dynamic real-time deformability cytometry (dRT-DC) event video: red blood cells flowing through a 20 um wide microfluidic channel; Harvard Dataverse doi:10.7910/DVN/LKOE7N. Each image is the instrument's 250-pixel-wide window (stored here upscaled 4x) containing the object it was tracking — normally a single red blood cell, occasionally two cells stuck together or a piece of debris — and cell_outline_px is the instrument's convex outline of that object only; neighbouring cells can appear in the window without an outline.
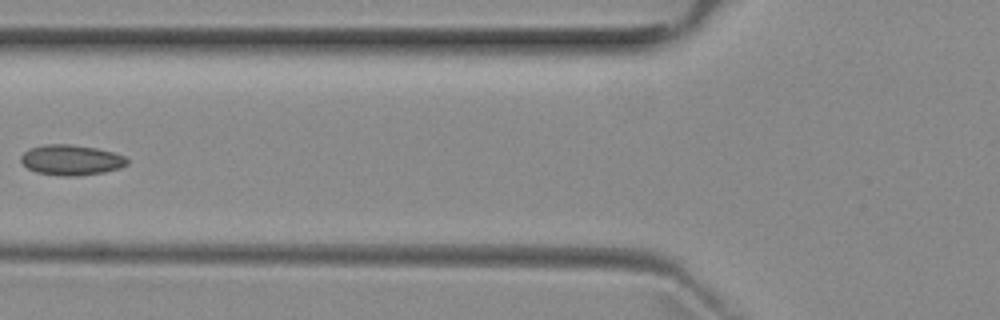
{"species": "common noctule bat (a hibernating species)", "species_latin": "Nyctalus noctula", "temperature_condition": "room temperature", "stored_images_in_passage": 5, "camera_frame_rate_fps": 3000, "um_per_image_px": 0.085, "animal": {"sex": "female", "body_mass_g": 29.2, "forearm_length_mm": 56.3}, "frame": {"image": 1, "passage_image": 4, "time_ms": 4.333, "image_size_px": [1000, 320], "cell_outline_px": [[128, 164], [120, 168], [104, 172], [80, 176], [60, 176], [36, 172], [28, 168], [20, 160], [20, 156], [28, 148], [44, 144], [72, 144], [96, 148], [112, 152], [124, 156], [128, 160]], "centroid_in_image_um": [6.04, 13.6], "position_along_channel_um": 119.8, "area_um2": 18.96}}
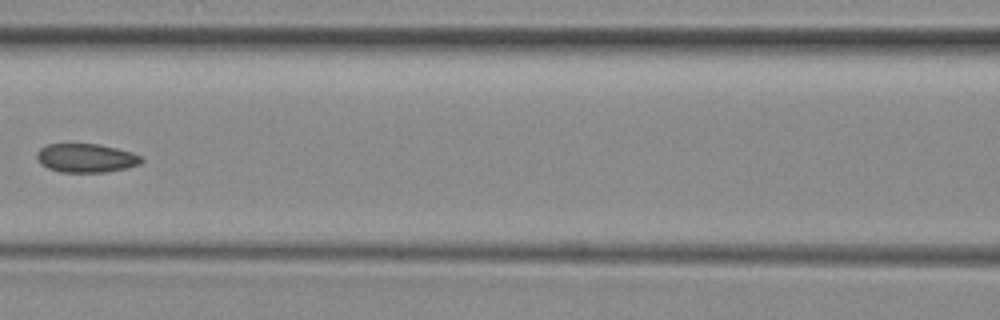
{"frame": {"image": 2, "passage_image": 5, "time_ms": 5.333, "image_size_px": [1000, 320], "cell_outline_px": [[144, 160], [140, 164], [124, 168], [104, 172], [60, 172], [48, 168], [40, 164], [36, 156], [36, 152], [40, 148], [48, 144], [100, 144], [132, 152], [140, 156]], "centroid_in_image_um": [7.29, 13.43], "position_along_channel_um": 159.3, "area_um2": 17.51}}